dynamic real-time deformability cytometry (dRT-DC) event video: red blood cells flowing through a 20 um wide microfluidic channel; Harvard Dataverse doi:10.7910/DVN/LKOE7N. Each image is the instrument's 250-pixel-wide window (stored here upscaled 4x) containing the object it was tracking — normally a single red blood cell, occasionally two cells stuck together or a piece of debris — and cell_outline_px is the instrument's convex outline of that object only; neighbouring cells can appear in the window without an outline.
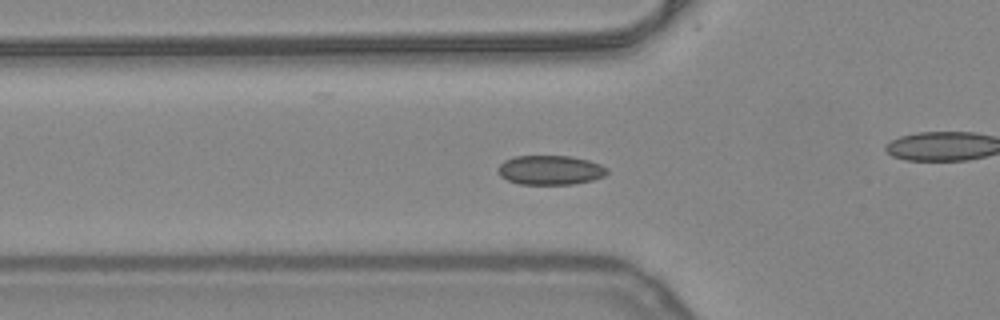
{"species": "common noctule bat (a hibernating species)", "species_latin": "Nyctalus noctula", "temperature_condition": "warm", "stored_images_in_passage": 34, "camera_frame_rate_fps": 3000, "um_per_image_px": 0.085, "animal": {"sex": "female", "body_mass_g": 24.6, "forearm_length_mm": 56.2}, "frame": {"image": 1, "passage_image": 12, "time_ms": 3.667, "image_size_px": [1000, 320], "cell_outline_px": [[608, 172], [604, 176], [592, 180], [572, 184], [520, 184], [508, 180], [500, 176], [500, 164], [504, 160], [516, 156], [572, 156], [588, 160], [600, 164], [608, 168]], "centroid_in_image_um": [46.8, 14.45], "position_along_channel_um": 79.0, "area_um2": 18.55}}
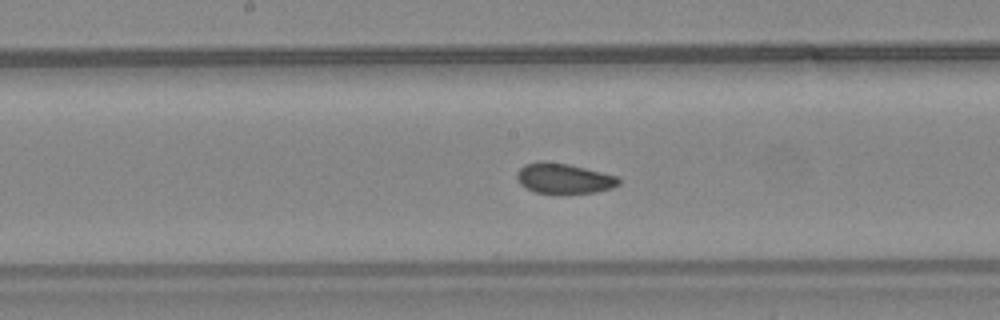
{"frame": {"image": 2, "passage_image": 21, "time_ms": 6.667, "image_size_px": [1000, 320], "cell_outline_px": [[620, 184], [612, 188], [596, 192], [536, 192], [520, 184], [516, 176], [516, 172], [524, 164], [544, 160], [568, 164], [616, 176], [620, 180]], "centroid_in_image_um": [47.9, 15.14], "position_along_channel_um": 200.3, "area_um2": 17.57}}
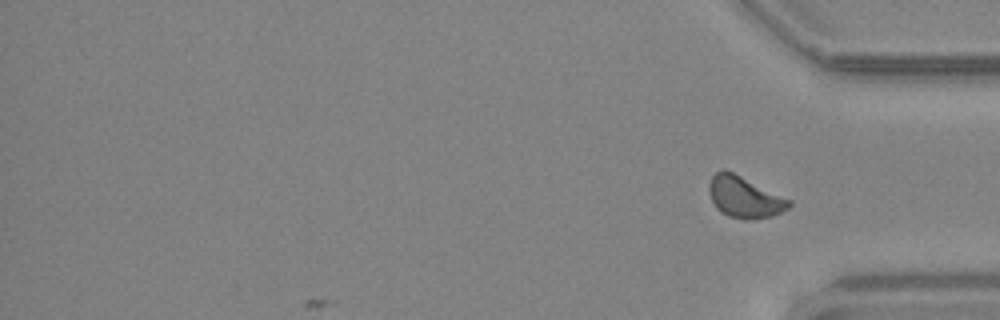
{"frame": {"image": 3, "passage_image": 34, "time_ms": 11.0, "image_size_px": [1000, 320], "cell_outline_px": [[792, 204], [788, 208], [772, 216], [744, 220], [728, 216], [720, 212], [716, 208], [708, 192], [708, 184], [712, 176], [716, 172], [724, 168], [792, 200]], "centroid_in_image_um": [63.26, 16.75], "position_along_channel_um": 371.9, "area_um2": 19.31}}